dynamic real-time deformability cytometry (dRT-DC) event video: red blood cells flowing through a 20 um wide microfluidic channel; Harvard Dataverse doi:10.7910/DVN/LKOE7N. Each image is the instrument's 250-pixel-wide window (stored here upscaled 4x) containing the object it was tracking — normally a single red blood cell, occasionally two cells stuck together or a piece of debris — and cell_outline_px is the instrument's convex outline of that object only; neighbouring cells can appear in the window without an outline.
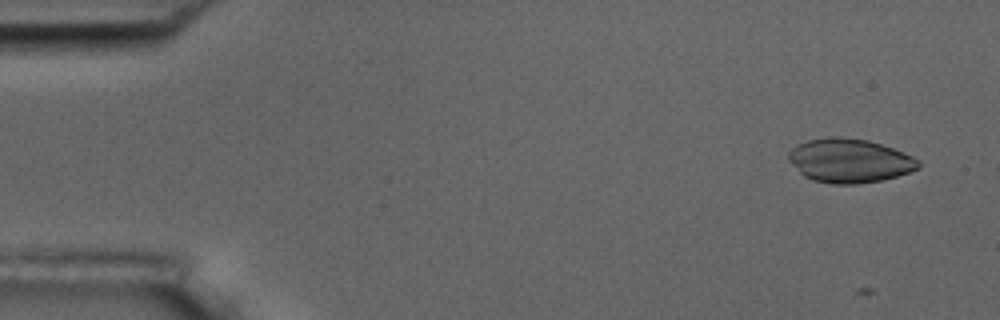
{"species": "common noctule bat (a hibernating species)", "species_latin": "Nyctalus noctula", "temperature_condition": "room temperature", "stored_images_in_passage": 6, "camera_frame_rate_fps": 3000, "um_per_image_px": 0.085, "animal": {"sex": "male", "body_mass_g": 17.5, "forearm_length_mm": 52.3}, "frame": {"image": 1, "passage_image": 1, "time_ms": 0.0, "image_size_px": [1000, 320], "cell_outline_px": [[920, 168], [896, 176], [880, 180], [856, 184], [832, 184], [812, 180], [804, 176], [788, 160], [788, 152], [796, 144], [808, 140], [828, 136], [840, 136], [868, 140], [892, 148], [912, 156], [920, 160]], "centroid_in_image_um": [72.18, 13.65], "position_along_channel_um": 12.8, "area_um2": 33.29}}